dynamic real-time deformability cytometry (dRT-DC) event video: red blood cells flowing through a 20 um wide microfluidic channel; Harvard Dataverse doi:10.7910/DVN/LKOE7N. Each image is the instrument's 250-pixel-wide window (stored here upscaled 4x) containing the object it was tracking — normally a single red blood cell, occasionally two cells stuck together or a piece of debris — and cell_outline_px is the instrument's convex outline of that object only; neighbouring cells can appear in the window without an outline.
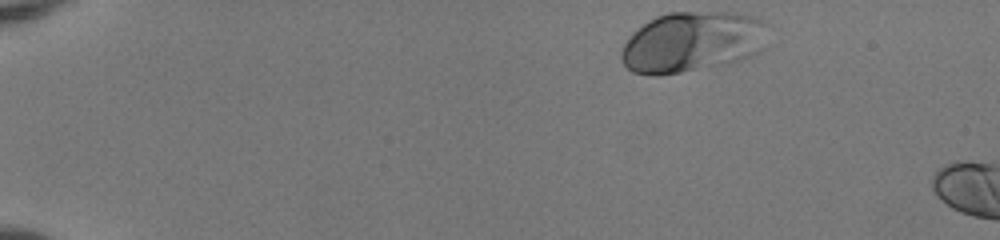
{"species": "human", "species_latin": "Homo sapiens", "temperature_condition": "room temperature", "stored_images_in_passage": 5, "camera_frame_rate_fps": 3000, "um_per_image_px": 0.085, "donor": {"sex": "female"}, "frame": {"image": 1, "passage_image": 1, "time_ms": 0.0, "image_size_px": [1000, 240], "cell_outline_px": [[768, 24], [764, 48], [740, 60], [728, 64], [656, 76], [652, 76], [632, 72], [620, 60], [620, 52], [624, 44], [632, 32], [656, 16], [668, 12], [736, 12], [752, 16], [764, 20]], "centroid_in_image_um": [58.84, 3.56], "position_along_channel_um": 26.2, "area_um2": 52.14}}